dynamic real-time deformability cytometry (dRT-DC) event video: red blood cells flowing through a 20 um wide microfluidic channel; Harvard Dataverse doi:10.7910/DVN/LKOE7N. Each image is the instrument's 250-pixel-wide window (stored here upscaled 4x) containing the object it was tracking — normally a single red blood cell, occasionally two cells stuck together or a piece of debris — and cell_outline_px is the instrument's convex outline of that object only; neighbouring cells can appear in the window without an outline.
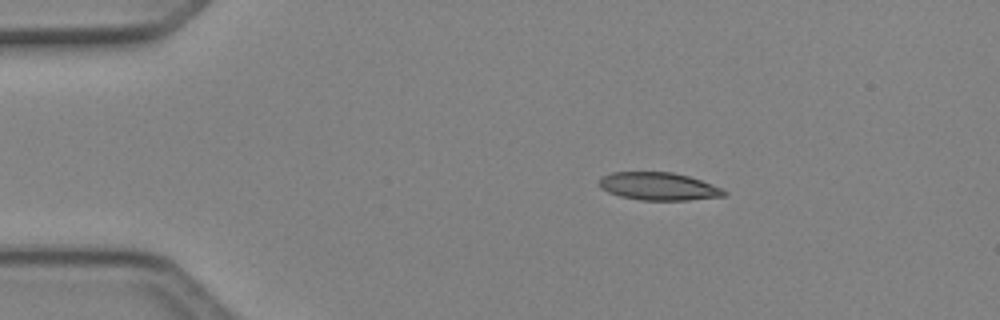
{"species": "Egyptian fruit bat (a non-hibernating species)", "species_latin": "Rousettus aegyptiacus", "temperature_condition": "cold", "stored_images_in_passage": 5, "camera_frame_rate_fps": 3000, "um_per_image_px": 0.085, "animal": {"sex": "female"}, "frame": {"image": 1, "passage_image": 1, "time_ms": 0.0, "image_size_px": [1000, 320], "cell_outline_px": [[728, 192], [724, 196], [688, 200], [640, 200], [620, 196], [608, 192], [600, 188], [600, 176], [612, 172], [672, 172], [688, 176], [700, 180], [720, 188]], "centroid_in_image_um": [55.94, 15.84], "position_along_channel_um": 29.1, "area_um2": 20.11}}
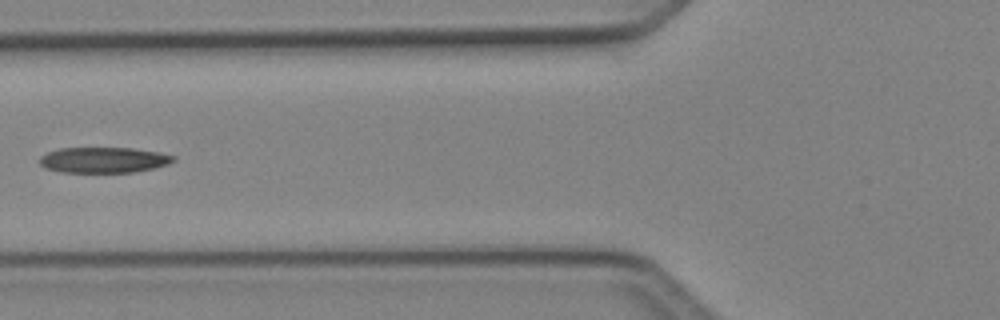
{"frame": {"image": 2, "passage_image": 4, "time_ms": 1.0, "image_size_px": [1000, 320], "cell_outline_px": [[176, 160], [168, 164], [156, 168], [136, 172], [60, 172], [48, 168], [40, 164], [40, 156], [48, 152], [60, 148], [132, 148], [160, 152], [176, 156]], "centroid_in_image_um": [8.87, 13.59], "position_along_channel_um": 116.9, "area_um2": 20.06}}
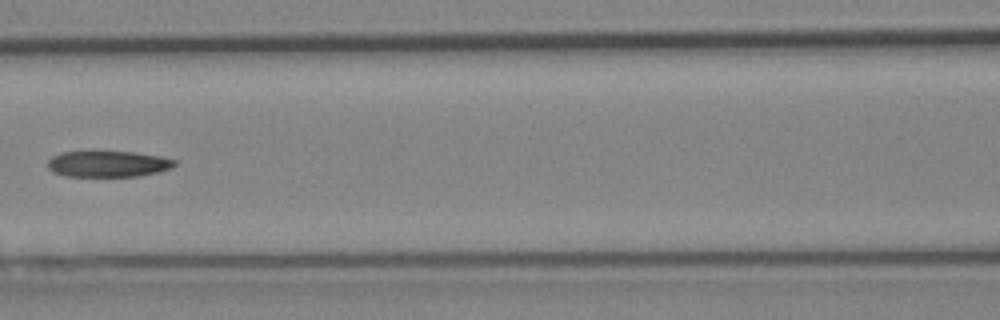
{"frame": {"image": 3, "passage_image": 5, "time_ms": 1.333, "image_size_px": [1000, 320], "cell_outline_px": [[176, 164], [172, 168], [140, 176], [64, 176], [52, 172], [48, 168], [48, 160], [52, 156], [60, 152], [88, 148], [96, 148], [136, 152], [160, 156], [176, 160]], "centroid_in_image_um": [9.11, 13.87], "position_along_channel_um": 157.5, "area_um2": 20.52}}